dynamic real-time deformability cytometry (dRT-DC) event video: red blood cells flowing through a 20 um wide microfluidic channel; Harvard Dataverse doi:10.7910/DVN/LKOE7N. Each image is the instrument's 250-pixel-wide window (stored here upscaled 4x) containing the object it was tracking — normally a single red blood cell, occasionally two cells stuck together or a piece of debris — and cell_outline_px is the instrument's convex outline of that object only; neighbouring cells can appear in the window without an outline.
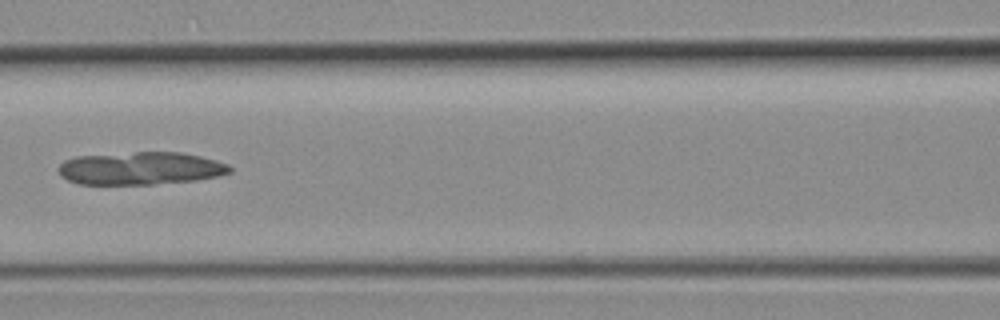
{"species": "common noctule bat (a hibernating species)", "species_latin": "Nyctalus noctula", "temperature_condition": "room temperature", "stored_images_in_passage": 28, "camera_frame_rate_fps": 3000, "um_per_image_px": 0.085, "animal": {"sex": "female", "body_mass_g": 19.3, "forearm_length_mm": 54.1}, "frame": {"image": 1, "passage_image": 7, "time_ms": 2.0, "image_size_px": [1000, 320], "cell_outline_px": [[232, 172], [216, 176], [196, 180], [152, 184], [76, 184], [60, 176], [56, 168], [64, 160], [76, 156], [136, 152], [180, 152], [200, 156], [216, 160], [228, 164], [232, 168]], "centroid_in_image_um": [11.91, 14.31], "position_along_channel_um": 154.7, "area_um2": 32.89}}
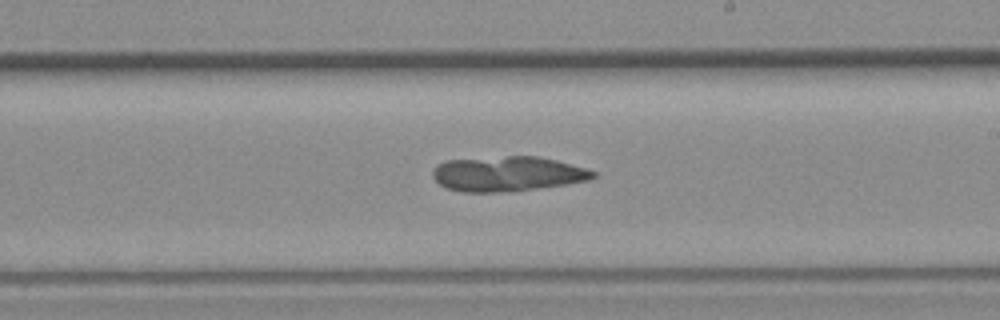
{"frame": {"image": 2, "passage_image": 13, "time_ms": 4.0, "image_size_px": [1000, 320], "cell_outline_px": [[596, 176], [588, 180], [568, 184], [536, 188], [500, 192], [460, 192], [448, 188], [440, 184], [432, 176], [432, 172], [436, 164], [444, 160], [508, 156], [536, 156], [556, 160], [584, 168], [596, 172]], "centroid_in_image_um": [43.1, 14.77], "position_along_channel_um": 245.9, "area_um2": 32.54}}
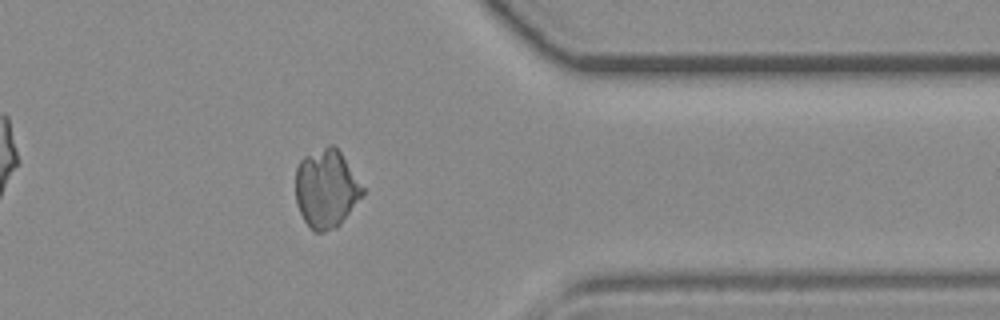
{"frame": {"image": 3, "passage_image": 23, "time_ms": 7.333, "image_size_px": [1000, 320], "cell_outline_px": [[364, 192], [340, 224], [336, 228], [324, 232], [316, 232], [304, 220], [296, 204], [296, 168], [300, 160], [304, 156], [328, 144], [332, 144], [340, 152], [364, 188]], "centroid_in_image_um": [27.71, 16.03], "position_along_channel_um": 383.7, "area_um2": 30.29}}